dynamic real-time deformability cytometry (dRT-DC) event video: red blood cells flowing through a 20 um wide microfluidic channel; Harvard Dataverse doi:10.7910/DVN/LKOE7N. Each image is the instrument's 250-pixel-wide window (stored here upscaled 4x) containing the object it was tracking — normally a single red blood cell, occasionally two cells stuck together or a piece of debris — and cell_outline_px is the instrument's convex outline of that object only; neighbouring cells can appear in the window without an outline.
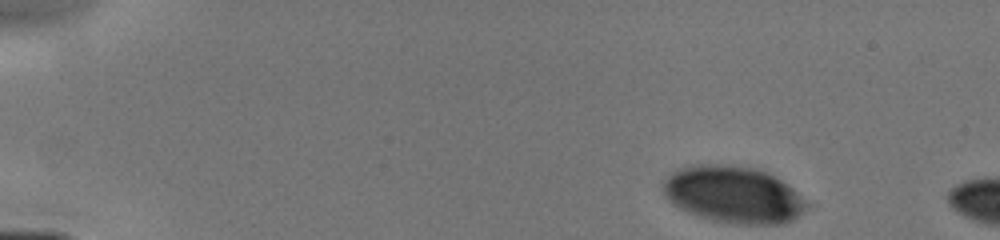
{"species": "human", "species_latin": "Homo sapiens", "temperature_condition": "cold", "stored_images_in_passage": 2, "camera_frame_rate_fps": 3000, "um_per_image_px": 0.085, "donor": {"sex": "male"}, "frame": {"image": 1, "passage_image": 1, "time_ms": 0.0, "image_size_px": [1000, 240], "cell_outline_px": [[812, 204], [808, 208], [792, 220], [784, 224], [736, 224], [712, 220], [696, 216], [672, 204], [668, 200], [664, 192], [664, 180], [672, 172], [680, 168], [700, 164], [716, 164], [752, 168], [768, 172], [792, 188]], "centroid_in_image_um": [62.37, 16.56], "position_along_channel_um": 22.6, "area_um2": 47.51}}